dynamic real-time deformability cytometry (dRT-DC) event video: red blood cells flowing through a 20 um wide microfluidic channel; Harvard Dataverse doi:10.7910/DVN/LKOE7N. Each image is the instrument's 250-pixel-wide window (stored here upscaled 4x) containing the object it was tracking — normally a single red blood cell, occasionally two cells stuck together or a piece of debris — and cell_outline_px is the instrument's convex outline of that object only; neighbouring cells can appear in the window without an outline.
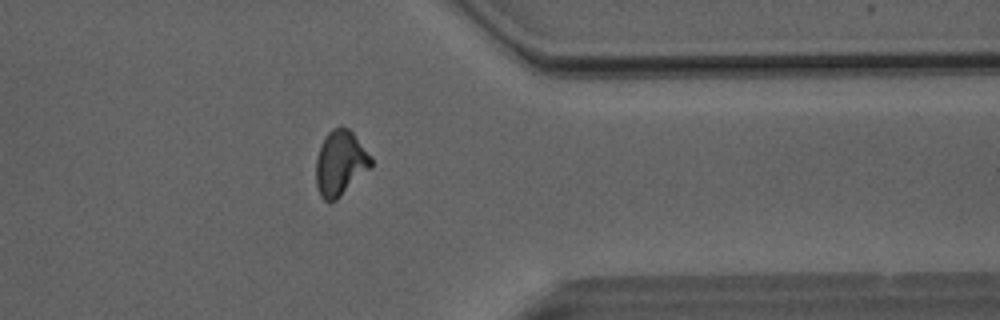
{"species": "Egyptian fruit bat (a non-hibernating species)", "species_latin": "Rousettus aegyptiacus", "temperature_condition": "room temperature", "stored_images_in_passage": 34, "camera_frame_rate_fps": 3000, "um_per_image_px": 0.085, "animal": {"sex": "male"}, "frame": {"image": 1, "passage_image": 30, "time_ms": 9.667, "image_size_px": [1000, 320], "cell_outline_px": [[372, 168], [336, 200], [328, 204], [320, 196], [316, 184], [316, 160], [320, 148], [328, 132], [332, 128], [348, 128], [352, 132], [372, 156]], "centroid_in_image_um": [28.94, 13.91], "position_along_channel_um": 382.5, "area_um2": 20.92}, "authors_computed_cell_mechanics": {"area_um2": 20.3745, "velocity_mm_per_s": 4.0377, "shape_relaxation_time_tau1_ms": null, "shape_relaxation_time_tau2_ms": 7.7907, "deformation_change_tau1": null, "deformation_change_tau2": 0.08}}